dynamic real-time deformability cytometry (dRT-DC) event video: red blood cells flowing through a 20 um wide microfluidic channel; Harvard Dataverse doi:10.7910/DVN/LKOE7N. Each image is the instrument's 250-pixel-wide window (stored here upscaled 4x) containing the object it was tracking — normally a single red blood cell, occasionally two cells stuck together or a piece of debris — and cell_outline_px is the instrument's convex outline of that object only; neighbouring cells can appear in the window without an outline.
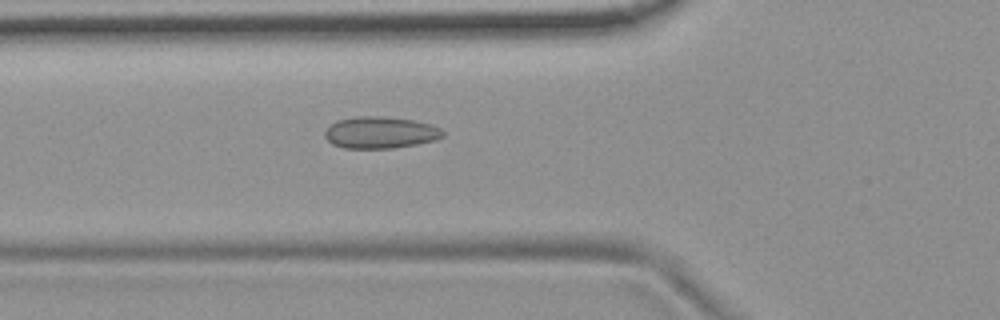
{"species": "common noctule bat (a hibernating species)", "species_latin": "Nyctalus noctula", "temperature_condition": "room temperature", "stored_images_in_passage": 41, "camera_frame_rate_fps": 3000, "um_per_image_px": 0.085, "animal": {"sex": "female", "body_mass_g": 19.9}, "frame": {"image": 1, "passage_image": 6, "time_ms": 1.667, "image_size_px": [1000, 320], "cell_outline_px": [[444, 136], [436, 140], [416, 144], [392, 148], [344, 148], [332, 144], [324, 136], [324, 132], [336, 120], [356, 116], [380, 116], [412, 120], [432, 124], [440, 128], [444, 132]], "centroid_in_image_um": [32.33, 11.26], "position_along_channel_um": 93.5, "area_um2": 21.85}}
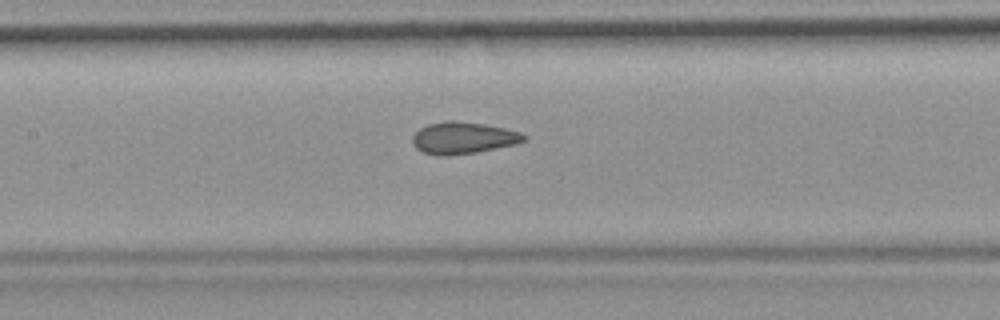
{"frame": {"image": 2, "passage_image": 12, "time_ms": 3.667, "image_size_px": [1000, 320], "cell_outline_px": [[528, 136], [524, 140], [516, 144], [476, 152], [444, 156], [424, 152], [416, 148], [412, 144], [412, 136], [420, 128], [428, 124], [452, 120], [484, 124], [504, 128], [520, 132]], "centroid_in_image_um": [39.36, 11.72], "position_along_channel_um": 168.0, "area_um2": 20.46}}
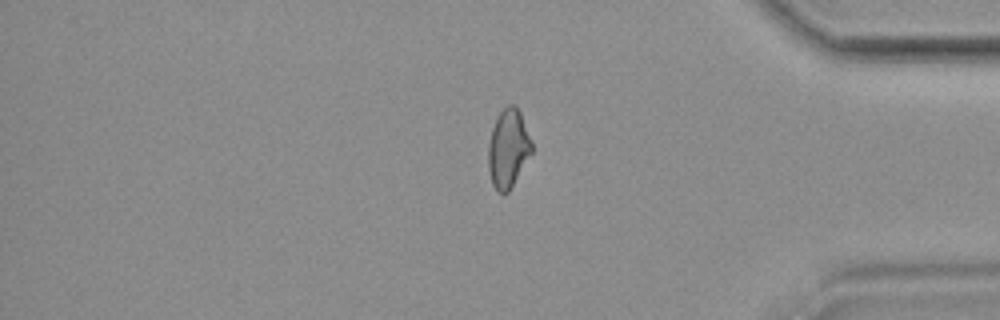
{"frame": {"image": 3, "passage_image": 32, "time_ms": 10.333, "image_size_px": [1000, 320], "cell_outline_px": [[532, 152], [508, 192], [496, 192], [492, 184], [488, 168], [488, 144], [492, 128], [496, 116], [508, 104], [512, 104], [520, 112], [532, 140]], "centroid_in_image_um": [43.18, 12.61], "position_along_channel_um": 392.0, "area_um2": 19.83}, "authors_computed_cell_mechanics": {"area_um2": 20.0566, "velocity_mm_per_s": 3.7049, "shape_relaxation_time_tau1_ms": null, "shape_relaxation_time_tau2_ms": 1.9351, "deformation_change_tau1": null, "deformation_change_tau2": 0.062}}